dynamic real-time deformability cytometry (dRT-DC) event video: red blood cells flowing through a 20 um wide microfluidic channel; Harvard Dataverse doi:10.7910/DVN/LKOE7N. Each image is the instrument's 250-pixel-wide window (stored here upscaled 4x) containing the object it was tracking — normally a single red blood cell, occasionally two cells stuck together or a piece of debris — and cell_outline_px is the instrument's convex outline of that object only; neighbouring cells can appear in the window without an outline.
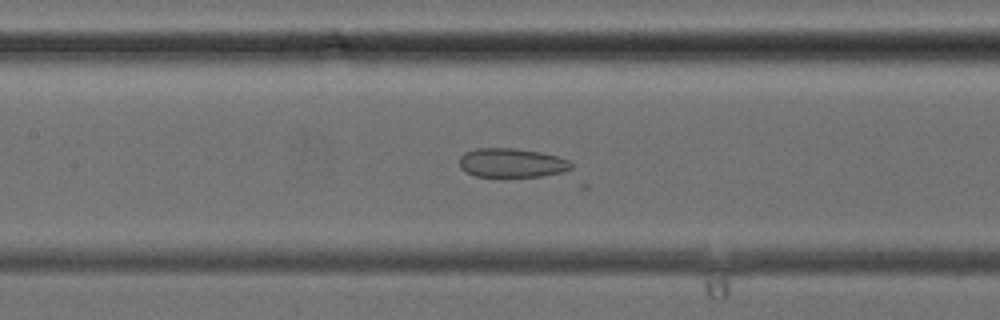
{"species": "common noctule bat (a hibernating species)", "species_latin": "Nyctalus noctula", "temperature_condition": "cold", "stored_images_in_passage": 19, "camera_frame_rate_fps": 3000, "um_per_image_px": 0.085, "animal": {"sex": "female", "body_mass_g": 24.6, "forearm_length_mm": 56.2}, "frame": {"image": 1, "passage_image": 9, "time_ms": 2.667, "image_size_px": [1000, 320], "cell_outline_px": [[572, 168], [560, 172], [544, 176], [476, 176], [460, 168], [460, 156], [464, 152], [476, 148], [516, 148], [540, 152], [556, 156], [568, 160], [572, 164]], "centroid_in_image_um": [43.48, 13.83], "position_along_channel_um": 163.9, "area_um2": 18.79}}
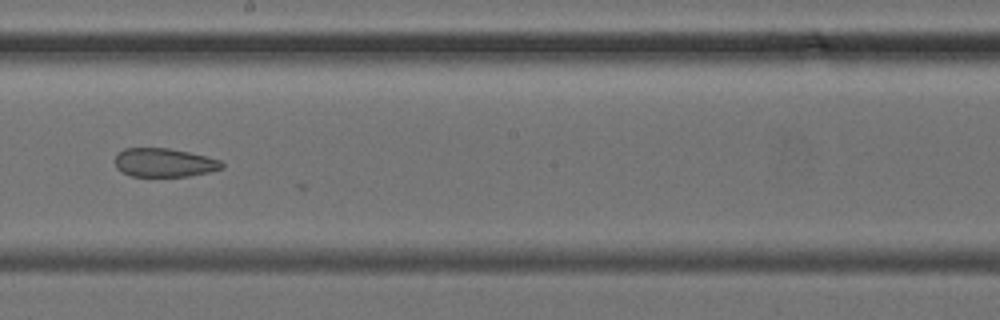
{"frame": {"image": 2, "passage_image": 13, "time_ms": 4.0, "image_size_px": [1000, 320], "cell_outline_px": [[224, 168], [208, 172], [188, 176], [132, 176], [120, 172], [116, 168], [116, 152], [124, 148], [168, 148], [188, 152], [220, 160], [224, 164]], "centroid_in_image_um": [13.92, 13.82], "position_along_channel_um": 234.3, "area_um2": 17.86}}
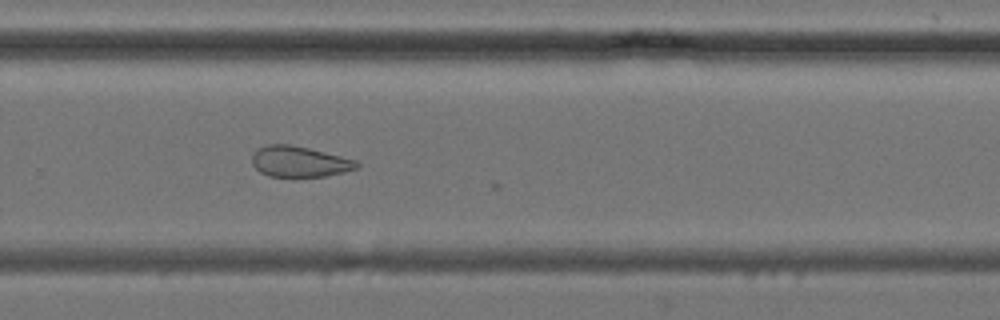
{"frame": {"image": 3, "passage_image": 17, "time_ms": 5.333, "image_size_px": [1000, 320], "cell_outline_px": [[360, 164], [356, 168], [344, 172], [324, 176], [268, 176], [260, 172], [252, 164], [252, 156], [260, 148], [268, 144], [288, 144], [308, 148], [356, 160]], "centroid_in_image_um": [25.44, 13.74], "position_along_channel_um": 304.4, "area_um2": 18.44}}